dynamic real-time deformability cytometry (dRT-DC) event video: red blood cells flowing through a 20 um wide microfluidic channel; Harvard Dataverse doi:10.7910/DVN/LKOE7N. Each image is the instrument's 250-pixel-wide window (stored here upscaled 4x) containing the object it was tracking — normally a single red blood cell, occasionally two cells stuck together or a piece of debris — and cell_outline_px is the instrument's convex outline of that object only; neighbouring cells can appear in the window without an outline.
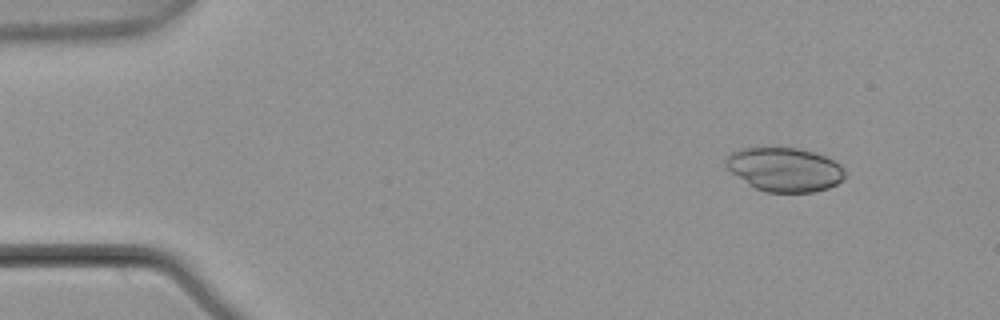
{"species": "common noctule bat (a hibernating species)", "species_latin": "Nyctalus noctula", "temperature_condition": "warm", "stored_images_in_passage": 4, "camera_frame_rate_fps": 3000, "um_per_image_px": 0.085, "animal": {"sex": "male", "body_mass_g": 21.5, "forearm_length_mm": 52.0}, "frame": {"image": 1, "passage_image": 2, "time_ms": 0.333, "image_size_px": [1000, 320], "cell_outline_px": [[844, 180], [828, 188], [812, 192], [764, 192], [748, 184], [732, 172], [724, 164], [724, 160], [732, 152], [740, 148], [796, 148], [812, 152], [836, 160], [844, 168]], "centroid_in_image_um": [66.71, 14.41], "position_along_channel_um": 18.3, "area_um2": 30.4}}